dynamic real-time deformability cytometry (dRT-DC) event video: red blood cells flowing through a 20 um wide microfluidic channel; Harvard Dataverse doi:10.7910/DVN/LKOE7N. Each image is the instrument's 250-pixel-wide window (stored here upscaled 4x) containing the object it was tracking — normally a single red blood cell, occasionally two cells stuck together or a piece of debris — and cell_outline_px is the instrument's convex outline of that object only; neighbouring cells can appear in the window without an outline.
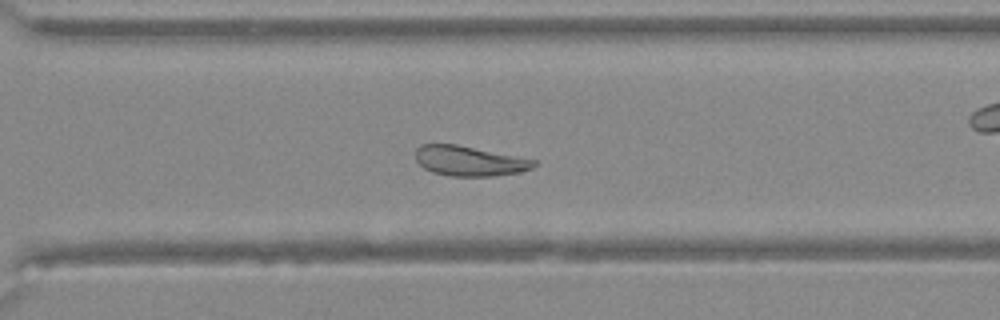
{"species": "Egyptian fruit bat (a non-hibernating species)", "species_latin": "Rousettus aegyptiacus", "temperature_condition": "warm", "stored_images_in_passage": 44, "camera_frame_rate_fps": 3000, "um_per_image_px": 0.085, "animal": {"sex": "female"}, "frame": {"image": 1, "passage_image": 32, "time_ms": 10.333, "image_size_px": [1000, 320], "cell_outline_px": [[536, 164], [532, 168], [520, 172], [492, 176], [448, 176], [432, 172], [424, 168], [416, 160], [416, 148], [420, 144], [456, 144], [536, 160]], "centroid_in_image_um": [39.87, 13.68], "position_along_channel_um": 330.7, "area_um2": 20.58}}